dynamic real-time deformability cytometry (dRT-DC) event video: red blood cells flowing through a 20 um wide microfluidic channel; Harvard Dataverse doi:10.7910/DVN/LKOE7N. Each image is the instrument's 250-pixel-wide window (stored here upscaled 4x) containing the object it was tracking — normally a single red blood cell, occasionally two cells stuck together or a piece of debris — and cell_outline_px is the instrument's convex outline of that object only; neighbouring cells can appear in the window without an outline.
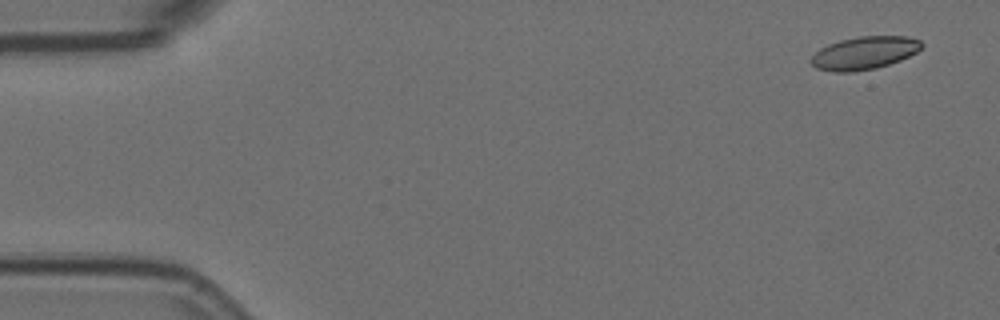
{"species": "Egyptian fruit bat (a non-hibernating species)", "species_latin": "Rousettus aegyptiacus", "temperature_condition": "room temperature", "stored_images_in_passage": 5, "camera_frame_rate_fps": 3000, "um_per_image_px": 0.085, "animal": {"sex": "female"}, "frame": {"image": 1, "passage_image": 1, "time_ms": 0.0, "image_size_px": [1000, 320], "cell_outline_px": [[924, 44], [916, 52], [900, 60], [876, 68], [852, 72], [832, 72], [816, 68], [808, 60], [820, 48], [828, 44], [840, 40], [860, 36], [908, 36], [920, 40]], "centroid_in_image_um": [73.44, 4.5], "position_along_channel_um": 11.6, "area_um2": 21.21}}
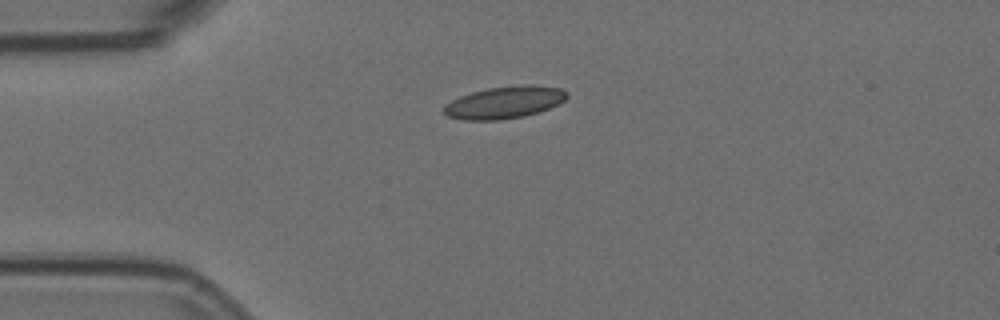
{"frame": {"image": 2, "passage_image": 4, "time_ms": 1.0, "image_size_px": [1000, 320], "cell_outline_px": [[568, 96], [564, 100], [548, 108], [524, 116], [500, 120], [464, 120], [448, 116], [444, 112], [444, 104], [460, 96], [472, 92], [488, 88], [520, 84], [524, 84], [560, 88]], "centroid_in_image_um": [42.83, 8.7], "position_along_channel_um": 42.2, "area_um2": 22.77}}